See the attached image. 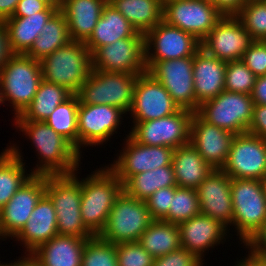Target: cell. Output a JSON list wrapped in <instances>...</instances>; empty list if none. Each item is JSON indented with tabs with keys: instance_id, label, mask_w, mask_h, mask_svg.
Returning a JSON list of instances; mask_svg holds the SVG:
<instances>
[{
	"instance_id": "obj_1",
	"label": "cell",
	"mask_w": 266,
	"mask_h": 266,
	"mask_svg": "<svg viewBox=\"0 0 266 266\" xmlns=\"http://www.w3.org/2000/svg\"><path fill=\"white\" fill-rule=\"evenodd\" d=\"M13 127L25 140L28 139L38 160L31 167L33 175L73 174L83 162L76 148L45 121L13 120ZM24 135V136H23Z\"/></svg>"
},
{
	"instance_id": "obj_2",
	"label": "cell",
	"mask_w": 266,
	"mask_h": 266,
	"mask_svg": "<svg viewBox=\"0 0 266 266\" xmlns=\"http://www.w3.org/2000/svg\"><path fill=\"white\" fill-rule=\"evenodd\" d=\"M81 178V216L85 227L100 235L107 223L116 198L123 191V183L105 165Z\"/></svg>"
},
{
	"instance_id": "obj_3",
	"label": "cell",
	"mask_w": 266,
	"mask_h": 266,
	"mask_svg": "<svg viewBox=\"0 0 266 266\" xmlns=\"http://www.w3.org/2000/svg\"><path fill=\"white\" fill-rule=\"evenodd\" d=\"M43 80L41 63L25 54H13L0 70L3 105L19 116L32 102ZM9 104H8V103Z\"/></svg>"
},
{
	"instance_id": "obj_4",
	"label": "cell",
	"mask_w": 266,
	"mask_h": 266,
	"mask_svg": "<svg viewBox=\"0 0 266 266\" xmlns=\"http://www.w3.org/2000/svg\"><path fill=\"white\" fill-rule=\"evenodd\" d=\"M81 170L69 175H46V194L54 204L58 234L89 239L94 235L85 227L80 210Z\"/></svg>"
},
{
	"instance_id": "obj_5",
	"label": "cell",
	"mask_w": 266,
	"mask_h": 266,
	"mask_svg": "<svg viewBox=\"0 0 266 266\" xmlns=\"http://www.w3.org/2000/svg\"><path fill=\"white\" fill-rule=\"evenodd\" d=\"M43 80L77 94L92 70L91 52L84 42L70 41L41 61Z\"/></svg>"
},
{
	"instance_id": "obj_6",
	"label": "cell",
	"mask_w": 266,
	"mask_h": 266,
	"mask_svg": "<svg viewBox=\"0 0 266 266\" xmlns=\"http://www.w3.org/2000/svg\"><path fill=\"white\" fill-rule=\"evenodd\" d=\"M232 233L241 248L266 221V199L262 180L231 179ZM234 230V231H233ZM238 238V239H237Z\"/></svg>"
},
{
	"instance_id": "obj_7",
	"label": "cell",
	"mask_w": 266,
	"mask_h": 266,
	"mask_svg": "<svg viewBox=\"0 0 266 266\" xmlns=\"http://www.w3.org/2000/svg\"><path fill=\"white\" fill-rule=\"evenodd\" d=\"M139 75L92 69L77 93L79 103L110 105L128 114Z\"/></svg>"
},
{
	"instance_id": "obj_8",
	"label": "cell",
	"mask_w": 266,
	"mask_h": 266,
	"mask_svg": "<svg viewBox=\"0 0 266 266\" xmlns=\"http://www.w3.org/2000/svg\"><path fill=\"white\" fill-rule=\"evenodd\" d=\"M152 221L146 202L122 191L99 236L113 244L136 242Z\"/></svg>"
},
{
	"instance_id": "obj_9",
	"label": "cell",
	"mask_w": 266,
	"mask_h": 266,
	"mask_svg": "<svg viewBox=\"0 0 266 266\" xmlns=\"http://www.w3.org/2000/svg\"><path fill=\"white\" fill-rule=\"evenodd\" d=\"M126 113L110 105L80 104L78 106V152L84 154L86 147H100L111 142L124 124ZM82 149V150H81ZM84 150V151H83Z\"/></svg>"
},
{
	"instance_id": "obj_10",
	"label": "cell",
	"mask_w": 266,
	"mask_h": 266,
	"mask_svg": "<svg viewBox=\"0 0 266 266\" xmlns=\"http://www.w3.org/2000/svg\"><path fill=\"white\" fill-rule=\"evenodd\" d=\"M251 95L224 90L203 102L197 113L207 122L235 135L246 133L253 117Z\"/></svg>"
},
{
	"instance_id": "obj_11",
	"label": "cell",
	"mask_w": 266,
	"mask_h": 266,
	"mask_svg": "<svg viewBox=\"0 0 266 266\" xmlns=\"http://www.w3.org/2000/svg\"><path fill=\"white\" fill-rule=\"evenodd\" d=\"M124 135L122 150H117L111 164H106L122 183L138 173L172 165V147L147 146L136 142L129 131Z\"/></svg>"
},
{
	"instance_id": "obj_12",
	"label": "cell",
	"mask_w": 266,
	"mask_h": 266,
	"mask_svg": "<svg viewBox=\"0 0 266 266\" xmlns=\"http://www.w3.org/2000/svg\"><path fill=\"white\" fill-rule=\"evenodd\" d=\"M224 14L210 0H163V20L202 41Z\"/></svg>"
},
{
	"instance_id": "obj_13",
	"label": "cell",
	"mask_w": 266,
	"mask_h": 266,
	"mask_svg": "<svg viewBox=\"0 0 266 266\" xmlns=\"http://www.w3.org/2000/svg\"><path fill=\"white\" fill-rule=\"evenodd\" d=\"M193 114L194 112L190 110L180 109L166 117L137 122L129 130V135L139 144L176 149L190 142Z\"/></svg>"
},
{
	"instance_id": "obj_14",
	"label": "cell",
	"mask_w": 266,
	"mask_h": 266,
	"mask_svg": "<svg viewBox=\"0 0 266 266\" xmlns=\"http://www.w3.org/2000/svg\"><path fill=\"white\" fill-rule=\"evenodd\" d=\"M147 72L169 92L180 109L197 112L193 79V57L145 61Z\"/></svg>"
},
{
	"instance_id": "obj_15",
	"label": "cell",
	"mask_w": 266,
	"mask_h": 266,
	"mask_svg": "<svg viewBox=\"0 0 266 266\" xmlns=\"http://www.w3.org/2000/svg\"><path fill=\"white\" fill-rule=\"evenodd\" d=\"M91 58L93 70L143 74L147 72L145 36L137 32L133 37L99 47Z\"/></svg>"
},
{
	"instance_id": "obj_16",
	"label": "cell",
	"mask_w": 266,
	"mask_h": 266,
	"mask_svg": "<svg viewBox=\"0 0 266 266\" xmlns=\"http://www.w3.org/2000/svg\"><path fill=\"white\" fill-rule=\"evenodd\" d=\"M231 179H266V140L248 132L235 135L221 169Z\"/></svg>"
},
{
	"instance_id": "obj_17",
	"label": "cell",
	"mask_w": 266,
	"mask_h": 266,
	"mask_svg": "<svg viewBox=\"0 0 266 266\" xmlns=\"http://www.w3.org/2000/svg\"><path fill=\"white\" fill-rule=\"evenodd\" d=\"M180 110L165 87L151 74L145 72L137 78L131 110L130 129L137 123L169 116Z\"/></svg>"
},
{
	"instance_id": "obj_18",
	"label": "cell",
	"mask_w": 266,
	"mask_h": 266,
	"mask_svg": "<svg viewBox=\"0 0 266 266\" xmlns=\"http://www.w3.org/2000/svg\"><path fill=\"white\" fill-rule=\"evenodd\" d=\"M145 61L194 57L201 49L195 36L162 20L145 35Z\"/></svg>"
},
{
	"instance_id": "obj_19",
	"label": "cell",
	"mask_w": 266,
	"mask_h": 266,
	"mask_svg": "<svg viewBox=\"0 0 266 266\" xmlns=\"http://www.w3.org/2000/svg\"><path fill=\"white\" fill-rule=\"evenodd\" d=\"M46 193V175H32L0 209V241L13 239Z\"/></svg>"
},
{
	"instance_id": "obj_20",
	"label": "cell",
	"mask_w": 266,
	"mask_h": 266,
	"mask_svg": "<svg viewBox=\"0 0 266 266\" xmlns=\"http://www.w3.org/2000/svg\"><path fill=\"white\" fill-rule=\"evenodd\" d=\"M254 40L235 15L223 18L201 41V48L221 61L242 60L244 52Z\"/></svg>"
},
{
	"instance_id": "obj_21",
	"label": "cell",
	"mask_w": 266,
	"mask_h": 266,
	"mask_svg": "<svg viewBox=\"0 0 266 266\" xmlns=\"http://www.w3.org/2000/svg\"><path fill=\"white\" fill-rule=\"evenodd\" d=\"M178 228L181 247L195 254L203 262H205L204 257L207 253L209 254V250H213L225 242L227 245V241L229 242V239L233 238L228 228L219 220L201 213L180 223Z\"/></svg>"
},
{
	"instance_id": "obj_22",
	"label": "cell",
	"mask_w": 266,
	"mask_h": 266,
	"mask_svg": "<svg viewBox=\"0 0 266 266\" xmlns=\"http://www.w3.org/2000/svg\"><path fill=\"white\" fill-rule=\"evenodd\" d=\"M235 134L205 121L197 112L192 116L190 143L215 170L222 169Z\"/></svg>"
},
{
	"instance_id": "obj_23",
	"label": "cell",
	"mask_w": 266,
	"mask_h": 266,
	"mask_svg": "<svg viewBox=\"0 0 266 266\" xmlns=\"http://www.w3.org/2000/svg\"><path fill=\"white\" fill-rule=\"evenodd\" d=\"M196 190L200 213L219 220L230 233L233 219L231 178L221 169H215Z\"/></svg>"
},
{
	"instance_id": "obj_24",
	"label": "cell",
	"mask_w": 266,
	"mask_h": 266,
	"mask_svg": "<svg viewBox=\"0 0 266 266\" xmlns=\"http://www.w3.org/2000/svg\"><path fill=\"white\" fill-rule=\"evenodd\" d=\"M57 217L54 204L45 193L38 201L26 225L12 239L22 246L23 256L28 257L39 246L57 236ZM25 255V256H24Z\"/></svg>"
},
{
	"instance_id": "obj_25",
	"label": "cell",
	"mask_w": 266,
	"mask_h": 266,
	"mask_svg": "<svg viewBox=\"0 0 266 266\" xmlns=\"http://www.w3.org/2000/svg\"><path fill=\"white\" fill-rule=\"evenodd\" d=\"M226 63L207 54L202 48L194 55V93L199 106L225 90Z\"/></svg>"
},
{
	"instance_id": "obj_26",
	"label": "cell",
	"mask_w": 266,
	"mask_h": 266,
	"mask_svg": "<svg viewBox=\"0 0 266 266\" xmlns=\"http://www.w3.org/2000/svg\"><path fill=\"white\" fill-rule=\"evenodd\" d=\"M86 240L58 234L39 246L27 258L35 266H81Z\"/></svg>"
},
{
	"instance_id": "obj_27",
	"label": "cell",
	"mask_w": 266,
	"mask_h": 266,
	"mask_svg": "<svg viewBox=\"0 0 266 266\" xmlns=\"http://www.w3.org/2000/svg\"><path fill=\"white\" fill-rule=\"evenodd\" d=\"M14 142L10 141L0 153V209L33 175L31 168L26 165L27 160H24L21 146Z\"/></svg>"
},
{
	"instance_id": "obj_28",
	"label": "cell",
	"mask_w": 266,
	"mask_h": 266,
	"mask_svg": "<svg viewBox=\"0 0 266 266\" xmlns=\"http://www.w3.org/2000/svg\"><path fill=\"white\" fill-rule=\"evenodd\" d=\"M108 0H62L60 10L72 41L85 42L94 30Z\"/></svg>"
},
{
	"instance_id": "obj_29",
	"label": "cell",
	"mask_w": 266,
	"mask_h": 266,
	"mask_svg": "<svg viewBox=\"0 0 266 266\" xmlns=\"http://www.w3.org/2000/svg\"><path fill=\"white\" fill-rule=\"evenodd\" d=\"M172 165L177 186L191 189H197L214 170L190 142L174 149Z\"/></svg>"
},
{
	"instance_id": "obj_30",
	"label": "cell",
	"mask_w": 266,
	"mask_h": 266,
	"mask_svg": "<svg viewBox=\"0 0 266 266\" xmlns=\"http://www.w3.org/2000/svg\"><path fill=\"white\" fill-rule=\"evenodd\" d=\"M59 9L49 5L44 11L28 17H11L4 21L9 36V44L14 54H25L40 35L44 25Z\"/></svg>"
},
{
	"instance_id": "obj_31",
	"label": "cell",
	"mask_w": 266,
	"mask_h": 266,
	"mask_svg": "<svg viewBox=\"0 0 266 266\" xmlns=\"http://www.w3.org/2000/svg\"><path fill=\"white\" fill-rule=\"evenodd\" d=\"M137 30L109 2L105 5L90 37L84 42L91 55L99 48L117 40L133 37Z\"/></svg>"
},
{
	"instance_id": "obj_32",
	"label": "cell",
	"mask_w": 266,
	"mask_h": 266,
	"mask_svg": "<svg viewBox=\"0 0 266 266\" xmlns=\"http://www.w3.org/2000/svg\"><path fill=\"white\" fill-rule=\"evenodd\" d=\"M131 25L146 34L163 20V0H108Z\"/></svg>"
},
{
	"instance_id": "obj_33",
	"label": "cell",
	"mask_w": 266,
	"mask_h": 266,
	"mask_svg": "<svg viewBox=\"0 0 266 266\" xmlns=\"http://www.w3.org/2000/svg\"><path fill=\"white\" fill-rule=\"evenodd\" d=\"M70 41L68 23L64 13L58 9L46 22L40 35L37 36L25 55L41 61L45 56L65 46Z\"/></svg>"
},
{
	"instance_id": "obj_34",
	"label": "cell",
	"mask_w": 266,
	"mask_h": 266,
	"mask_svg": "<svg viewBox=\"0 0 266 266\" xmlns=\"http://www.w3.org/2000/svg\"><path fill=\"white\" fill-rule=\"evenodd\" d=\"M176 186L173 165H170L129 177L123 183V191L135 199L146 201L157 190Z\"/></svg>"
},
{
	"instance_id": "obj_35",
	"label": "cell",
	"mask_w": 266,
	"mask_h": 266,
	"mask_svg": "<svg viewBox=\"0 0 266 266\" xmlns=\"http://www.w3.org/2000/svg\"><path fill=\"white\" fill-rule=\"evenodd\" d=\"M71 95L66 88L42 80L32 102L13 120L45 121Z\"/></svg>"
},
{
	"instance_id": "obj_36",
	"label": "cell",
	"mask_w": 266,
	"mask_h": 266,
	"mask_svg": "<svg viewBox=\"0 0 266 266\" xmlns=\"http://www.w3.org/2000/svg\"><path fill=\"white\" fill-rule=\"evenodd\" d=\"M138 243L154 258L166 255L181 247L178 225L153 220L139 237Z\"/></svg>"
},
{
	"instance_id": "obj_37",
	"label": "cell",
	"mask_w": 266,
	"mask_h": 266,
	"mask_svg": "<svg viewBox=\"0 0 266 266\" xmlns=\"http://www.w3.org/2000/svg\"><path fill=\"white\" fill-rule=\"evenodd\" d=\"M78 106L77 94H72L60 103L45 120L46 124L67 139L78 151Z\"/></svg>"
},
{
	"instance_id": "obj_38",
	"label": "cell",
	"mask_w": 266,
	"mask_h": 266,
	"mask_svg": "<svg viewBox=\"0 0 266 266\" xmlns=\"http://www.w3.org/2000/svg\"><path fill=\"white\" fill-rule=\"evenodd\" d=\"M199 213L200 205L197 190L176 186L169 212L162 220L179 225Z\"/></svg>"
},
{
	"instance_id": "obj_39",
	"label": "cell",
	"mask_w": 266,
	"mask_h": 266,
	"mask_svg": "<svg viewBox=\"0 0 266 266\" xmlns=\"http://www.w3.org/2000/svg\"><path fill=\"white\" fill-rule=\"evenodd\" d=\"M235 16L253 40L266 41V0H248Z\"/></svg>"
},
{
	"instance_id": "obj_40",
	"label": "cell",
	"mask_w": 266,
	"mask_h": 266,
	"mask_svg": "<svg viewBox=\"0 0 266 266\" xmlns=\"http://www.w3.org/2000/svg\"><path fill=\"white\" fill-rule=\"evenodd\" d=\"M81 266H118L116 244L99 235L86 240Z\"/></svg>"
},
{
	"instance_id": "obj_41",
	"label": "cell",
	"mask_w": 266,
	"mask_h": 266,
	"mask_svg": "<svg viewBox=\"0 0 266 266\" xmlns=\"http://www.w3.org/2000/svg\"><path fill=\"white\" fill-rule=\"evenodd\" d=\"M257 76L242 60L226 63L225 90L251 95Z\"/></svg>"
},
{
	"instance_id": "obj_42",
	"label": "cell",
	"mask_w": 266,
	"mask_h": 266,
	"mask_svg": "<svg viewBox=\"0 0 266 266\" xmlns=\"http://www.w3.org/2000/svg\"><path fill=\"white\" fill-rule=\"evenodd\" d=\"M118 266H152L154 257L139 243L127 242L116 244Z\"/></svg>"
},
{
	"instance_id": "obj_43",
	"label": "cell",
	"mask_w": 266,
	"mask_h": 266,
	"mask_svg": "<svg viewBox=\"0 0 266 266\" xmlns=\"http://www.w3.org/2000/svg\"><path fill=\"white\" fill-rule=\"evenodd\" d=\"M175 187H165L154 192L145 202L153 220H162L169 212Z\"/></svg>"
},
{
	"instance_id": "obj_44",
	"label": "cell",
	"mask_w": 266,
	"mask_h": 266,
	"mask_svg": "<svg viewBox=\"0 0 266 266\" xmlns=\"http://www.w3.org/2000/svg\"><path fill=\"white\" fill-rule=\"evenodd\" d=\"M242 61L257 77L266 75V41L254 40L244 52Z\"/></svg>"
},
{
	"instance_id": "obj_45",
	"label": "cell",
	"mask_w": 266,
	"mask_h": 266,
	"mask_svg": "<svg viewBox=\"0 0 266 266\" xmlns=\"http://www.w3.org/2000/svg\"><path fill=\"white\" fill-rule=\"evenodd\" d=\"M203 263L195 254L180 247L166 255L154 258L152 266H200Z\"/></svg>"
},
{
	"instance_id": "obj_46",
	"label": "cell",
	"mask_w": 266,
	"mask_h": 266,
	"mask_svg": "<svg viewBox=\"0 0 266 266\" xmlns=\"http://www.w3.org/2000/svg\"><path fill=\"white\" fill-rule=\"evenodd\" d=\"M247 132L266 140V105L254 104L253 117Z\"/></svg>"
},
{
	"instance_id": "obj_47",
	"label": "cell",
	"mask_w": 266,
	"mask_h": 266,
	"mask_svg": "<svg viewBox=\"0 0 266 266\" xmlns=\"http://www.w3.org/2000/svg\"><path fill=\"white\" fill-rule=\"evenodd\" d=\"M246 250H245V249ZM243 250L251 255L259 257L266 251V221L261 228L251 237V239L243 246Z\"/></svg>"
},
{
	"instance_id": "obj_48",
	"label": "cell",
	"mask_w": 266,
	"mask_h": 266,
	"mask_svg": "<svg viewBox=\"0 0 266 266\" xmlns=\"http://www.w3.org/2000/svg\"><path fill=\"white\" fill-rule=\"evenodd\" d=\"M49 4L45 0H19L12 17H28L44 11Z\"/></svg>"
},
{
	"instance_id": "obj_49",
	"label": "cell",
	"mask_w": 266,
	"mask_h": 266,
	"mask_svg": "<svg viewBox=\"0 0 266 266\" xmlns=\"http://www.w3.org/2000/svg\"><path fill=\"white\" fill-rule=\"evenodd\" d=\"M13 54L9 44L7 27L4 22H0V70Z\"/></svg>"
},
{
	"instance_id": "obj_50",
	"label": "cell",
	"mask_w": 266,
	"mask_h": 266,
	"mask_svg": "<svg viewBox=\"0 0 266 266\" xmlns=\"http://www.w3.org/2000/svg\"><path fill=\"white\" fill-rule=\"evenodd\" d=\"M224 15H235L248 0H210Z\"/></svg>"
},
{
	"instance_id": "obj_51",
	"label": "cell",
	"mask_w": 266,
	"mask_h": 266,
	"mask_svg": "<svg viewBox=\"0 0 266 266\" xmlns=\"http://www.w3.org/2000/svg\"><path fill=\"white\" fill-rule=\"evenodd\" d=\"M251 98L254 104L266 105V75L257 77Z\"/></svg>"
},
{
	"instance_id": "obj_52",
	"label": "cell",
	"mask_w": 266,
	"mask_h": 266,
	"mask_svg": "<svg viewBox=\"0 0 266 266\" xmlns=\"http://www.w3.org/2000/svg\"><path fill=\"white\" fill-rule=\"evenodd\" d=\"M18 2L19 0H0V22L13 16Z\"/></svg>"
},
{
	"instance_id": "obj_53",
	"label": "cell",
	"mask_w": 266,
	"mask_h": 266,
	"mask_svg": "<svg viewBox=\"0 0 266 266\" xmlns=\"http://www.w3.org/2000/svg\"><path fill=\"white\" fill-rule=\"evenodd\" d=\"M17 258L14 259L13 261L10 260L8 263L0 261V266H29V259L27 257H17Z\"/></svg>"
},
{
	"instance_id": "obj_54",
	"label": "cell",
	"mask_w": 266,
	"mask_h": 266,
	"mask_svg": "<svg viewBox=\"0 0 266 266\" xmlns=\"http://www.w3.org/2000/svg\"><path fill=\"white\" fill-rule=\"evenodd\" d=\"M244 258H235L237 261H234V265L232 266H254V256L251 255L249 252Z\"/></svg>"
},
{
	"instance_id": "obj_55",
	"label": "cell",
	"mask_w": 266,
	"mask_h": 266,
	"mask_svg": "<svg viewBox=\"0 0 266 266\" xmlns=\"http://www.w3.org/2000/svg\"><path fill=\"white\" fill-rule=\"evenodd\" d=\"M49 5L58 6L60 8L62 0H45Z\"/></svg>"
},
{
	"instance_id": "obj_56",
	"label": "cell",
	"mask_w": 266,
	"mask_h": 266,
	"mask_svg": "<svg viewBox=\"0 0 266 266\" xmlns=\"http://www.w3.org/2000/svg\"><path fill=\"white\" fill-rule=\"evenodd\" d=\"M254 266H266L258 257L254 256Z\"/></svg>"
},
{
	"instance_id": "obj_57",
	"label": "cell",
	"mask_w": 266,
	"mask_h": 266,
	"mask_svg": "<svg viewBox=\"0 0 266 266\" xmlns=\"http://www.w3.org/2000/svg\"><path fill=\"white\" fill-rule=\"evenodd\" d=\"M258 258L266 264V251H264Z\"/></svg>"
},
{
	"instance_id": "obj_58",
	"label": "cell",
	"mask_w": 266,
	"mask_h": 266,
	"mask_svg": "<svg viewBox=\"0 0 266 266\" xmlns=\"http://www.w3.org/2000/svg\"><path fill=\"white\" fill-rule=\"evenodd\" d=\"M262 183H263V189H264L265 199H266V179L263 180Z\"/></svg>"
},
{
	"instance_id": "obj_59",
	"label": "cell",
	"mask_w": 266,
	"mask_h": 266,
	"mask_svg": "<svg viewBox=\"0 0 266 266\" xmlns=\"http://www.w3.org/2000/svg\"><path fill=\"white\" fill-rule=\"evenodd\" d=\"M3 106L2 99H1V90H0V106Z\"/></svg>"
},
{
	"instance_id": "obj_60",
	"label": "cell",
	"mask_w": 266,
	"mask_h": 266,
	"mask_svg": "<svg viewBox=\"0 0 266 266\" xmlns=\"http://www.w3.org/2000/svg\"><path fill=\"white\" fill-rule=\"evenodd\" d=\"M29 266H35V265L29 260Z\"/></svg>"
}]
</instances>
